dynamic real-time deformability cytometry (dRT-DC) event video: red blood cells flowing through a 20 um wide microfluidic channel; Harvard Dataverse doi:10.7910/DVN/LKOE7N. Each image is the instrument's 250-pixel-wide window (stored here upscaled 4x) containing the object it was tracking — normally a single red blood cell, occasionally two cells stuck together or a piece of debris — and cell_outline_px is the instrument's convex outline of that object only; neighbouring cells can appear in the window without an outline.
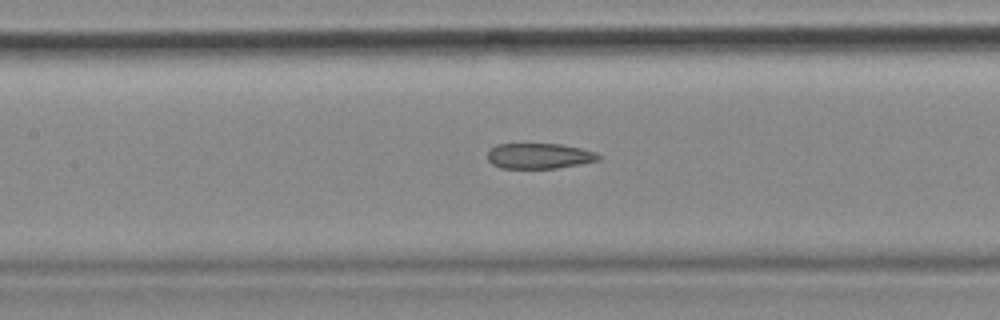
{"species": "common noctule bat (a hibernating species)", "species_latin": "Nyctalus noctula", "temperature_condition": "cold", "stored_images_in_passage": 54, "camera_frame_rate_fps": 3000, "um_per_image_px": 0.085, "animal": {"sex": "female", "body_mass_g": 18.4}, "frame": {"image": 1, "passage_image": 24, "time_ms": 7.667, "image_size_px": [1000, 320], "cell_outline_px": [[600, 160], [580, 164], [556, 168], [500, 168], [492, 164], [488, 160], [488, 152], [496, 144], [560, 144], [580, 148], [596, 152], [600, 156]], "centroid_in_image_um": [45.83, 13.26], "position_along_channel_um": 161.6, "area_um2": 16.42}, "authors_computed_cell_mechanics": {"area_um2": 18.4382, "velocity_mm_per_s": 3.6651, "shape_relaxation_time_tau1_ms": null, "shape_relaxation_time_tau2_ms": 4.2028, "deformation_change_tau1": null, "deformation_change_tau2": 0.1281}}